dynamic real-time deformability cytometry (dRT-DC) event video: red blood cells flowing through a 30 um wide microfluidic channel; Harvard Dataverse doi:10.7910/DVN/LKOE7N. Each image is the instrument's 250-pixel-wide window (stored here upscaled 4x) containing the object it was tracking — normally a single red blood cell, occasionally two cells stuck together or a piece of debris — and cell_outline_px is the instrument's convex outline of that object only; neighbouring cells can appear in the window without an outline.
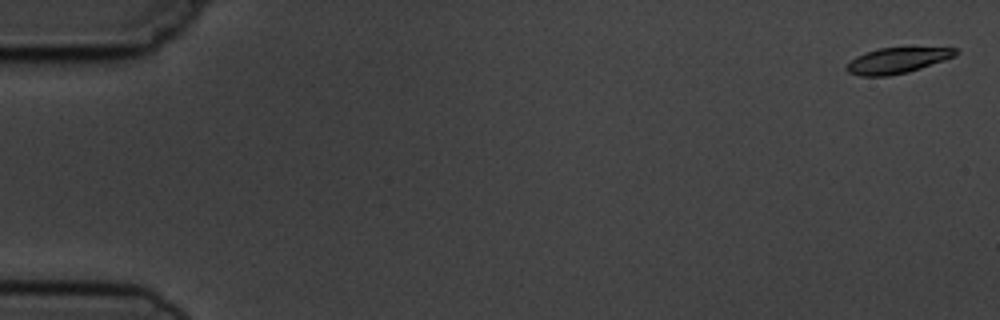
{"species": "common noctule bat (a hibernating species)", "species_latin": "Nyctalus noctula", "temperature_condition": "cold", "stored_images_in_passage": 4, "camera_frame_rate_fps": 3000, "um_per_image_px": 0.085, "animal": {"sex": "male", "body_mass_g": 19.5, "forearm_length_mm": 54.6}, "frame": {"image": 1, "passage_image": 1, "time_ms": 0.0, "image_size_px": [1000, 320], "cell_outline_px": [[960, 52], [956, 56], [908, 72], [888, 76], [860, 76], [848, 72], [844, 68], [844, 64], [856, 56], [864, 52], [880, 48], [956, 48]], "centroid_in_image_um": [76.2, 5.15], "position_along_channel_um": 8.8, "area_um2": 16.36}}